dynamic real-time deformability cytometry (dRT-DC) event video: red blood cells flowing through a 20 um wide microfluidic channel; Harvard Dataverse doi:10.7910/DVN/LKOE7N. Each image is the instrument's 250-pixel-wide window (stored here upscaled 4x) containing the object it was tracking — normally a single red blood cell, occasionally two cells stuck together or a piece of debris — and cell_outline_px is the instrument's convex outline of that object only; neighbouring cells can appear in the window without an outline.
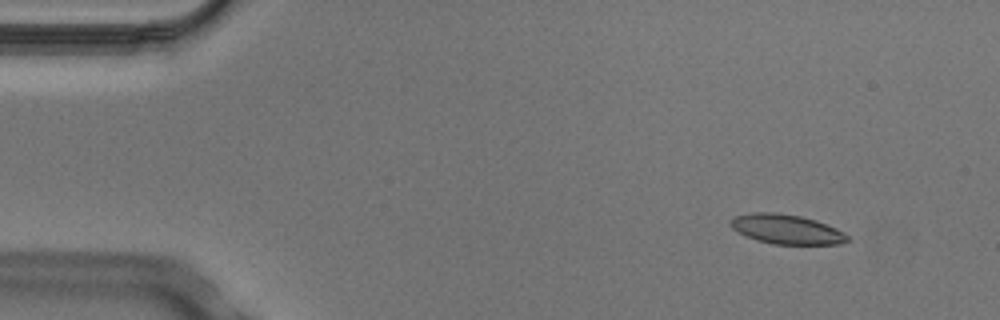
{"species": "Egyptian fruit bat (a non-hibernating species)", "species_latin": "Rousettus aegyptiacus", "temperature_condition": "cold", "stored_images_in_passage": 5, "segment_of_instrument_passage": [1, 2], "camera_frame_rate_fps": 3000, "um_per_image_px": 0.085, "animal": {"sex": "male"}, "frame": {"image": 1, "passage_image": 2, "time_ms": 0.333, "image_size_px": [1000, 320], "cell_outline_px": [[852, 240], [840, 244], [772, 244], [756, 240], [744, 236], [736, 232], [728, 224], [728, 220], [732, 216], [752, 212], [776, 212], [800, 216], [816, 220], [836, 228], [844, 232]], "centroid_in_image_um": [66.8, 19.48], "position_along_channel_um": 18.2, "area_um2": 20.58}}